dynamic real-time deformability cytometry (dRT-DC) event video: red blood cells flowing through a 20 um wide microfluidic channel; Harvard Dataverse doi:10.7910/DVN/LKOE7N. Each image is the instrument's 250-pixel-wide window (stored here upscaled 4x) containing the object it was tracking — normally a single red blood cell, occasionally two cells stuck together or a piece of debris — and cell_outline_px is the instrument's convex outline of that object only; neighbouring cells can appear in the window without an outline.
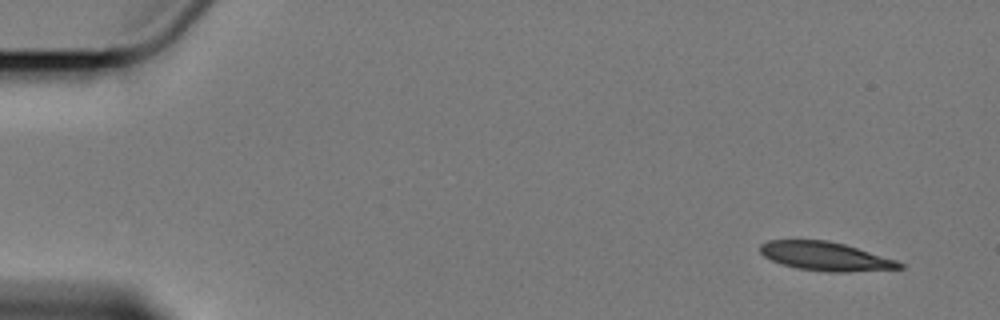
{"species": "Egyptian fruit bat (a non-hibernating species)", "species_latin": "Rousettus aegyptiacus", "temperature_condition": "cold", "stored_images_in_passage": 5, "camera_frame_rate_fps": 3000, "um_per_image_px": 0.085, "animal": {"sex": "female"}, "frame": {"image": 1, "passage_image": 1, "time_ms": 0.0, "image_size_px": [1000, 320], "cell_outline_px": [[904, 268], [848, 272], [828, 272], [796, 268], [780, 264], [764, 256], [760, 252], [760, 244], [768, 240], [828, 240], [844, 244], [896, 260], [904, 264]], "centroid_in_image_um": [70.15, 21.79], "position_along_channel_um": 14.9, "area_um2": 23.29}}
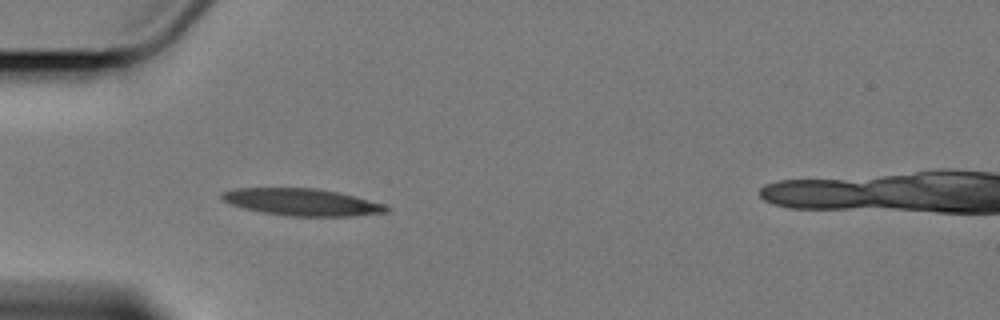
{"frame": {"image": 2, "passage_image": 5, "time_ms": 4.667, "image_size_px": [1000, 320], "cell_outline_px": [[388, 212], [352, 216], [288, 216], [264, 212], [244, 208], [232, 204], [224, 200], [220, 196], [224, 192], [232, 188], [316, 188], [336, 192], [384, 204], [388, 208]], "centroid_in_image_um": [25.65, 17.18], "position_along_channel_um": 59.4, "area_um2": 25.49}}